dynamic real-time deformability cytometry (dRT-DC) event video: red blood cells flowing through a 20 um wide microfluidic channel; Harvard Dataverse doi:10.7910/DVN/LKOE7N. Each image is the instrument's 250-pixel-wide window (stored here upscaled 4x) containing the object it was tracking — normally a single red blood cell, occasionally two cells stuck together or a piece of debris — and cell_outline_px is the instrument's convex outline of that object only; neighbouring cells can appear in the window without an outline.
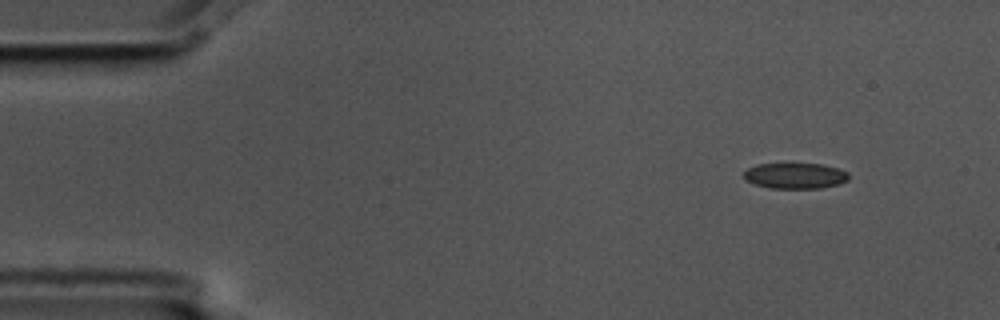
{"species": "common noctule bat (a hibernating species)", "species_latin": "Nyctalus noctula", "temperature_condition": "cold", "stored_images_in_passage": 5, "camera_frame_rate_fps": 3000, "um_per_image_px": 0.085, "animal": {"sex": "male", "body_mass_g": 17.5, "forearm_length_mm": 52.3}, "frame": {"image": 1, "passage_image": 2, "time_ms": 0.333, "image_size_px": [1000, 320], "cell_outline_px": [[848, 180], [840, 184], [820, 188], [772, 188], [756, 184], [744, 180], [744, 172], [748, 168], [756, 164], [824, 164], [840, 168], [848, 172]], "centroid_in_image_um": [67.62, 14.93], "position_along_channel_um": 17.4, "area_um2": 15.78}}
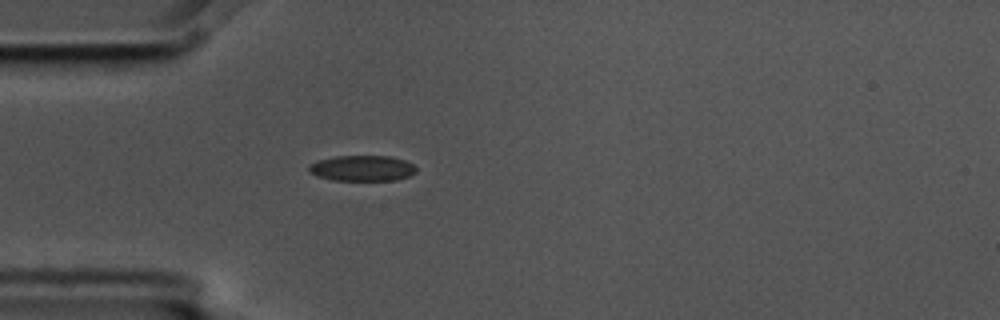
{"frame": {"image": 2, "passage_image": 5, "time_ms": 1.333, "image_size_px": [1000, 320], "cell_outline_px": [[416, 172], [408, 176], [396, 180], [332, 180], [316, 176], [308, 172], [308, 164], [320, 160], [336, 156], [392, 156], [404, 160], [412, 164], [416, 168]], "centroid_in_image_um": [30.76, 14.3], "position_along_channel_um": 54.2, "area_um2": 16.07}}